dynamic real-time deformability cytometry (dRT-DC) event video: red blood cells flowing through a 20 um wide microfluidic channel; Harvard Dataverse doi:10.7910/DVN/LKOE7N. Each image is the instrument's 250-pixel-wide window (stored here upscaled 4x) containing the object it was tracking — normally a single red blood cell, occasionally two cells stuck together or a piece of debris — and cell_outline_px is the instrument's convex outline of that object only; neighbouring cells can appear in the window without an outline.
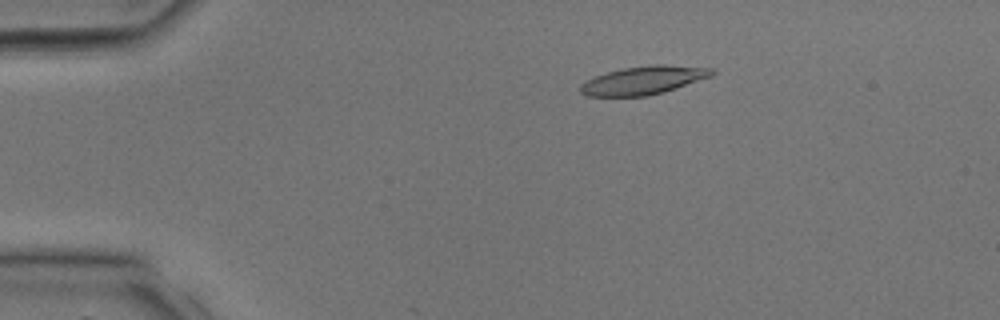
{"species": "common noctule bat (a hibernating species)", "species_latin": "Nyctalus noctula", "temperature_condition": "room temperature", "stored_images_in_passage": 34, "camera_frame_rate_fps": 3000, "um_per_image_px": 0.085, "animal": {"sex": "male", "body_mass_g": 17.9, "forearm_length_mm": 54.2}, "frame": {"image": 1, "passage_image": 7, "time_ms": 2.0, "image_size_px": [1000, 320], "cell_outline_px": [[716, 72], [712, 76], [664, 92], [648, 96], [588, 96], [580, 92], [580, 84], [596, 76], [608, 72], [624, 68], [652, 64], [664, 64], [712, 68]], "centroid_in_image_um": [54.73, 6.82], "position_along_channel_um": 30.3, "area_um2": 21.62}}
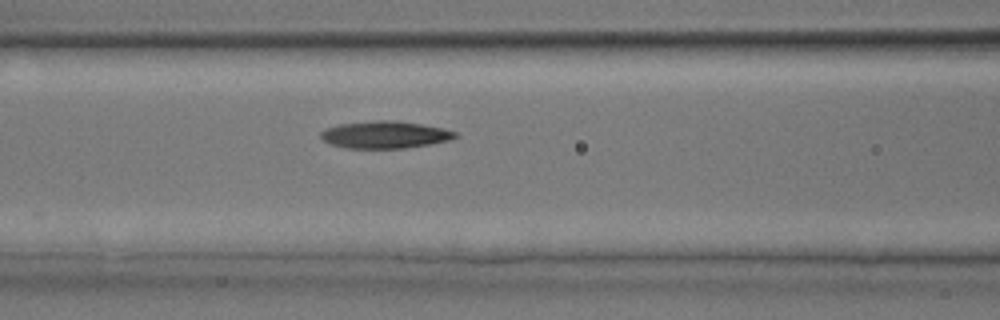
{"frame": {"image": 2, "passage_image": 15, "time_ms": 4.667, "image_size_px": [1000, 320], "cell_outline_px": [[460, 136], [448, 140], [428, 144], [404, 148], [344, 148], [328, 144], [320, 136], [320, 132], [328, 128], [340, 124], [372, 120], [396, 120], [444, 128], [456, 132]], "centroid_in_image_um": [32.71, 11.45], "position_along_channel_um": 133.9, "area_um2": 21.33}}
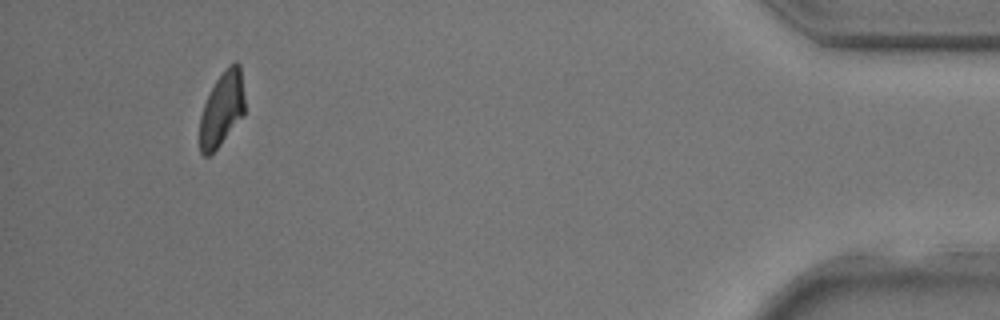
{"frame": {"image": 3, "passage_image": 32, "time_ms": 10.333, "image_size_px": [1000, 320], "cell_outline_px": [[244, 112], [220, 144], [208, 156], [204, 156], [200, 152], [200, 116], [204, 104], [216, 80], [228, 64], [236, 60], [240, 64], [244, 96]], "centroid_in_image_um": [18.85, 9.22], "position_along_channel_um": 416.3, "area_um2": 19.07}}